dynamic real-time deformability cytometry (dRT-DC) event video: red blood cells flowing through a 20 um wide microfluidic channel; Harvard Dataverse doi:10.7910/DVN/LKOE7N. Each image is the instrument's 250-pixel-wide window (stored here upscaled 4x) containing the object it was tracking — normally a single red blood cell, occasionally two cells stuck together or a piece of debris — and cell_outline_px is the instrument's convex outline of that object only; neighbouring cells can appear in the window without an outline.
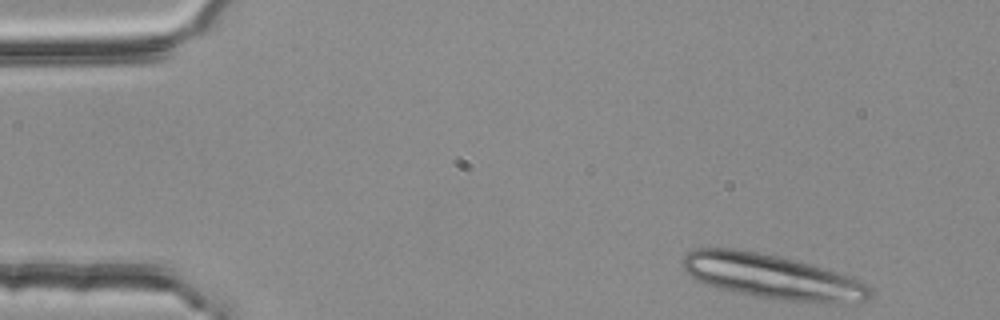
{"species": "common noctule bat (a hibernating species)", "species_latin": "Nyctalus noctula", "temperature_condition": "room temperature", "stored_images_in_passage": 19, "camera_frame_rate_fps": 3000, "um_per_image_px": 0.085, "animal": {"sex": "female", "body_mass_g": 25.1}, "frame": {"image": 1, "passage_image": 1, "time_ms": 0.0, "image_size_px": [1000, 320], "cell_outline_px": [[872, 296], [868, 300], [836, 304], [824, 304], [784, 300], [756, 296], [716, 288], [704, 284], [696, 280], [684, 272], [680, 264], [680, 260], [692, 248], [736, 248], [776, 256], [808, 264], [852, 276], [868, 284], [872, 288]], "centroid_in_image_um": [65.62, 23.53], "position_along_channel_um": 19.4, "area_um2": 49.25}}